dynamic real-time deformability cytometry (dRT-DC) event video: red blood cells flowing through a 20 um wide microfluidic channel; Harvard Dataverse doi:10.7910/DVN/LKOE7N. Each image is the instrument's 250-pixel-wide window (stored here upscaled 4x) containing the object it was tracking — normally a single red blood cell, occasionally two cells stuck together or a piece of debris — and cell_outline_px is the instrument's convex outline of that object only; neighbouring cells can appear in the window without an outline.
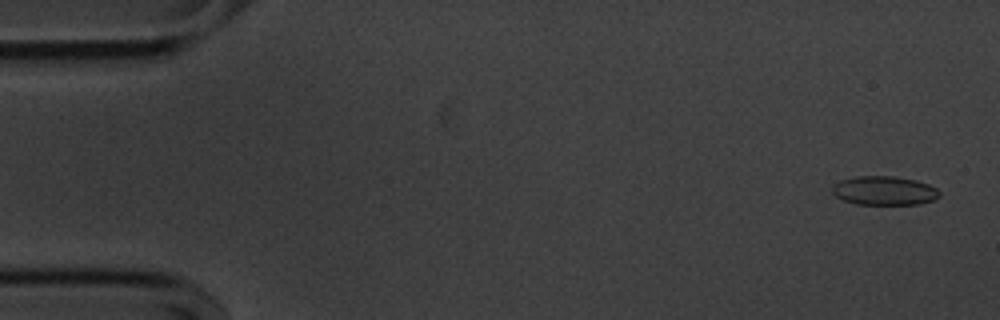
{"species": "common noctule bat (a hibernating species)", "species_latin": "Nyctalus noctula", "temperature_condition": "cold", "stored_images_in_passage": 55, "camera_frame_rate_fps": 3000, "um_per_image_px": 0.085, "animal": {"sex": "male", "body_mass_g": 20.1, "forearm_length_mm": 53.5}, "frame": {"image": 1, "passage_image": 2, "time_ms": 0.333, "image_size_px": [1000, 320], "cell_outline_px": [[940, 196], [932, 200], [920, 204], [856, 204], [844, 200], [836, 196], [832, 192], [832, 184], [840, 180], [856, 176], [892, 176], [916, 180], [928, 184], [936, 188], [940, 192]], "centroid_in_image_um": [75.15, 16.2], "position_along_channel_um": 9.9, "area_um2": 18.09}}
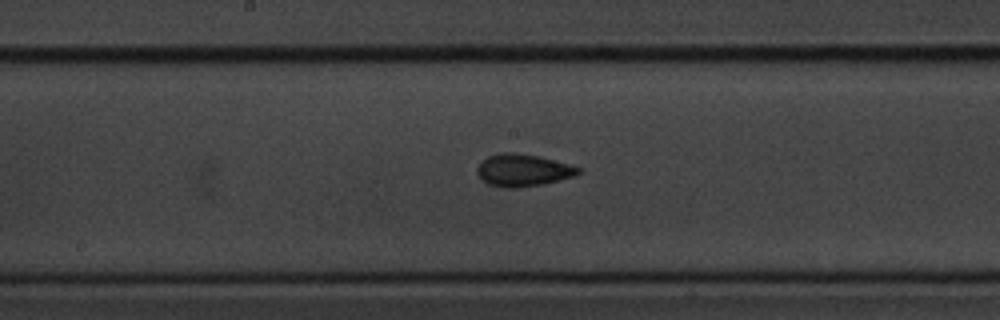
{"frame": {"image": 2, "passage_image": 28, "time_ms": 9.0, "image_size_px": [1000, 320], "cell_outline_px": [[580, 172], [576, 176], [544, 184], [516, 188], [504, 188], [488, 184], [480, 180], [476, 172], [476, 168], [488, 156], [500, 152], [512, 152], [540, 156], [568, 164], [580, 168]], "centroid_in_image_um": [44.43, 14.48], "position_along_channel_um": 203.8, "area_um2": 19.19}}
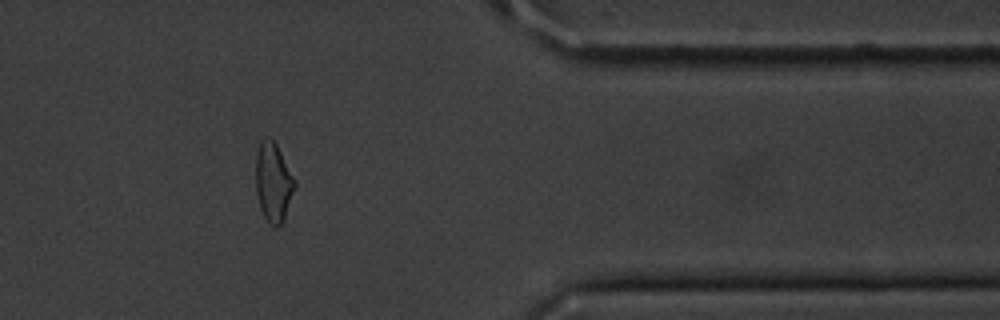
{"frame": {"image": 3, "passage_image": 45, "time_ms": 14.667, "image_size_px": [1000, 320], "cell_outline_px": [[296, 184], [284, 216], [280, 224], [276, 228], [268, 224], [260, 208], [256, 192], [256, 152], [264, 136], [268, 136], [276, 144], [296, 180]], "centroid_in_image_um": [23.21, 15.47], "position_along_channel_um": 388.2, "area_um2": 17.8}, "authors_computed_cell_mechanics": {"area_um2": 18.2648, "velocity_mm_per_s": 3.6059, "shape_relaxation_time_tau1_ms": 3.171, "shape_relaxation_time_tau2_ms": 2.3332, "deformation_change_tau1": 0.1157, "deformation_change_tau2": 0.0774}}